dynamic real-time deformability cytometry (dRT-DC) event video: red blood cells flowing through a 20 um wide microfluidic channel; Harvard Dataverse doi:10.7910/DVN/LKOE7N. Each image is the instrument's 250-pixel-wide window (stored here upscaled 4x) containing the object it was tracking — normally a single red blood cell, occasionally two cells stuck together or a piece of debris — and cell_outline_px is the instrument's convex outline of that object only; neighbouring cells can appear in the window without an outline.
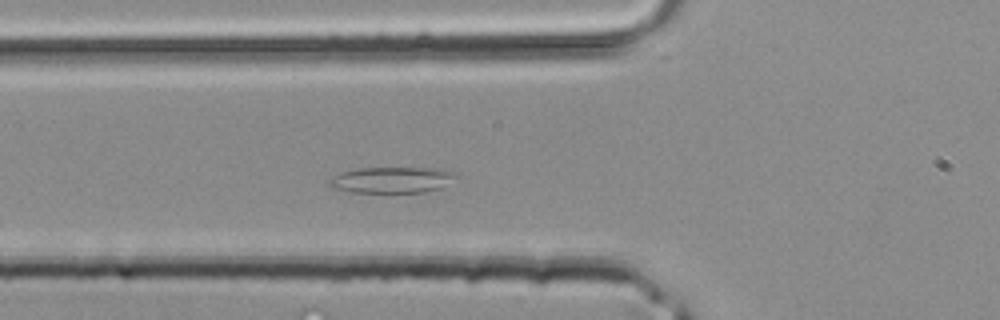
{"species": "common noctule bat (a hibernating species)", "species_latin": "Nyctalus noctula", "temperature_condition": "room temperature", "stored_images_in_passage": 37, "camera_frame_rate_fps": 3000, "um_per_image_px": 0.085, "animal": {"sex": "male", "body_mass_g": 20.4}, "frame": {"image": 1, "passage_image": 11, "time_ms": 3.333, "image_size_px": [1000, 320], "cell_outline_px": [[460, 176], [440, 188], [424, 192], [392, 196], [352, 192], [332, 188], [328, 184], [328, 180], [340, 172], [356, 168], [440, 168], [456, 172]], "centroid_in_image_um": [33.32, 15.34], "position_along_channel_um": 92.5, "area_um2": 20.46}}
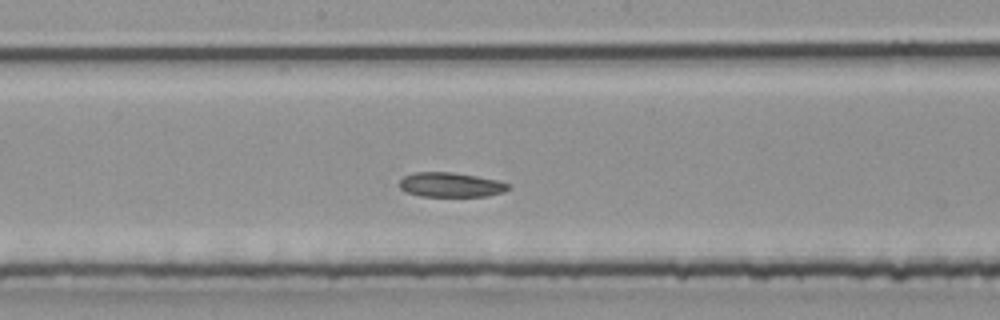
{"frame": {"image": 2, "passage_image": 18, "time_ms": 5.667, "image_size_px": [1000, 320], "cell_outline_px": [[512, 188], [504, 192], [488, 196], [420, 196], [408, 192], [400, 188], [400, 180], [404, 176], [412, 172], [452, 172], [476, 176], [496, 180], [512, 184]], "centroid_in_image_um": [38.36, 15.7], "position_along_channel_um": 209.8, "area_um2": 15.66}}
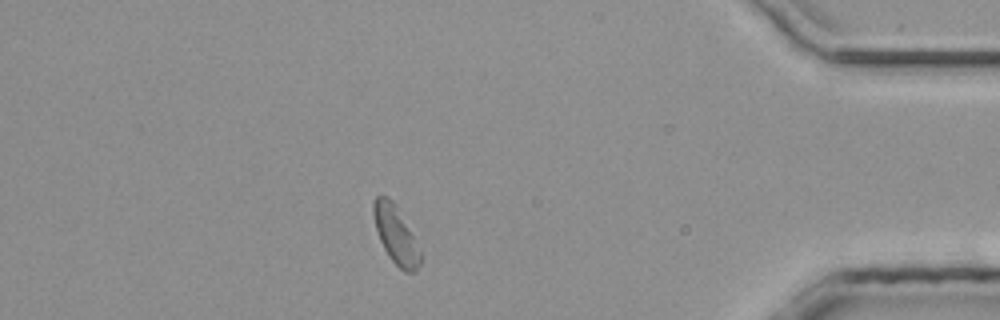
{"frame": {"image": 3, "passage_image": 32, "time_ms": 10.333, "image_size_px": [1000, 320], "cell_outline_px": [[420, 264], [416, 272], [404, 272], [388, 256], [380, 240], [376, 228], [372, 212], [372, 204], [376, 196], [388, 196], [392, 200], [412, 236], [420, 252]], "centroid_in_image_um": [33.6, 19.97], "position_along_channel_um": 401.6, "area_um2": 15.2}}